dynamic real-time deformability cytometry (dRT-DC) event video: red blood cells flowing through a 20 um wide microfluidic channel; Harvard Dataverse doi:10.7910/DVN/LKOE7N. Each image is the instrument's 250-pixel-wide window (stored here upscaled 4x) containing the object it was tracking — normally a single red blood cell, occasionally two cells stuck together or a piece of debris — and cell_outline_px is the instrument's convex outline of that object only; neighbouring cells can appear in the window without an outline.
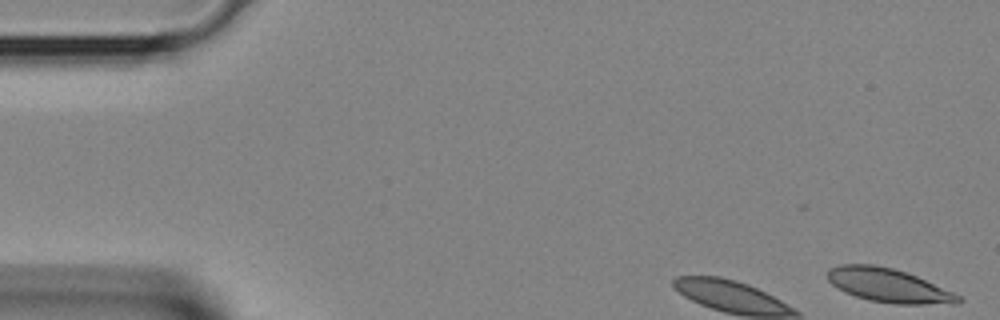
{"species": "Egyptian fruit bat (a non-hibernating species)", "species_latin": "Rousettus aegyptiacus", "temperature_condition": "room temperature", "stored_images_in_passage": 3, "camera_frame_rate_fps": 3000, "um_per_image_px": 0.085, "animal": {"sex": "female"}, "frame": {"image": 1, "passage_image": 1, "time_ms": 0.0, "image_size_px": [1000, 320], "cell_outline_px": [[964, 300], [960, 304], [896, 304], [868, 300], [844, 292], [836, 288], [828, 280], [828, 268], [840, 264], [876, 264], [892, 268], [916, 276], [952, 292], [960, 296]], "centroid_in_image_um": [75.51, 24.26], "position_along_channel_um": 9.5, "area_um2": 25.78}}